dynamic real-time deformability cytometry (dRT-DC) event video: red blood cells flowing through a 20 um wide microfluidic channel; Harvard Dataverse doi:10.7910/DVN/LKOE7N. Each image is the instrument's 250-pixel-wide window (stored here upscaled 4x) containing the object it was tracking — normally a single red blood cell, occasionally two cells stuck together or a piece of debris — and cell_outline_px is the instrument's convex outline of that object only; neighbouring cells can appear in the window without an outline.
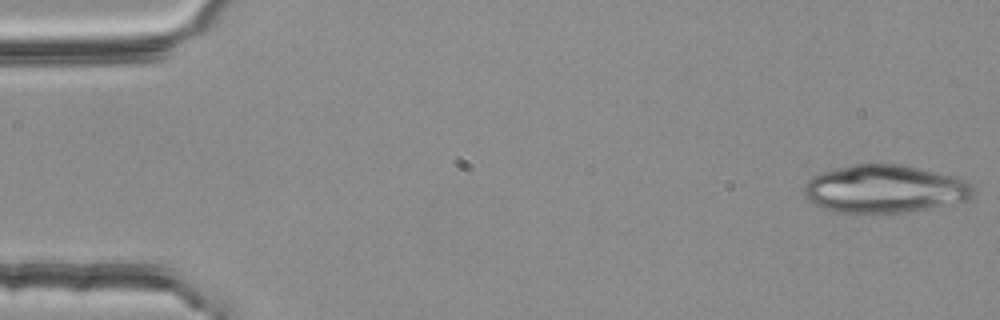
{"species": "common noctule bat (a hibernating species)", "species_latin": "Nyctalus noctula", "temperature_condition": "room temperature", "stored_images_in_passage": 3, "camera_frame_rate_fps": 3000, "um_per_image_px": 0.085, "animal": {"sex": "female", "body_mass_g": 25.1}, "frame": {"image": 1, "passage_image": 1, "time_ms": 0.0, "image_size_px": [1000, 320], "cell_outline_px": [[972, 196], [968, 200], [908, 212], [876, 216], [872, 216], [832, 212], [808, 200], [804, 196], [804, 184], [812, 176], [820, 172], [856, 164], [900, 164], [920, 168], [956, 176], [972, 184]], "centroid_in_image_um": [75.15, 16.1], "position_along_channel_um": 9.8, "area_um2": 48.21}}